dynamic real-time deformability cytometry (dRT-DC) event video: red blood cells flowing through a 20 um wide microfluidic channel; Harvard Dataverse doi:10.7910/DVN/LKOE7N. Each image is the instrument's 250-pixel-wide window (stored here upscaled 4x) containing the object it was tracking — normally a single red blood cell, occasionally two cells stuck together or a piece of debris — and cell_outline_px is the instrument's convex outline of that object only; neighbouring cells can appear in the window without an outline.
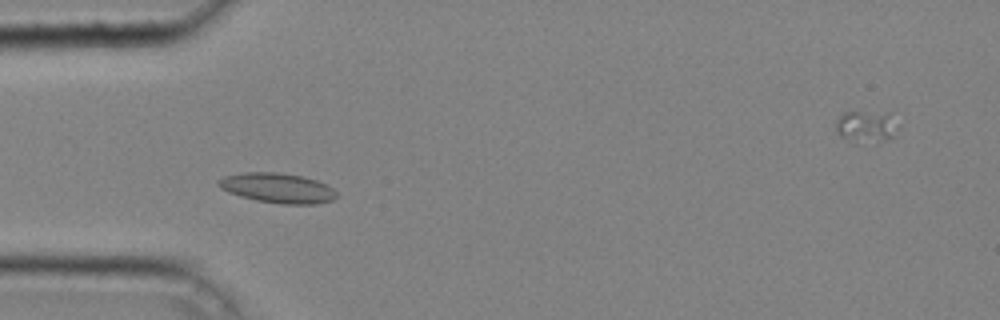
{"species": "common noctule bat (a hibernating species)", "species_latin": "Nyctalus noctula", "temperature_condition": "cold", "stored_images_in_passage": 42, "camera_frame_rate_fps": 3000, "um_per_image_px": 0.085, "animal": {"sex": "male", "body_mass_g": 20.4}, "frame": {"image": 1, "passage_image": 11, "time_ms": 3.333, "image_size_px": [1000, 320], "cell_outline_px": [[340, 196], [332, 200], [316, 204], [280, 204], [256, 200], [240, 196], [228, 192], [220, 188], [216, 184], [216, 180], [224, 176], [244, 172], [276, 172], [304, 176], [316, 180], [332, 188]], "centroid_in_image_um": [23.57, 15.98], "position_along_channel_um": 61.4, "area_um2": 20.75}}
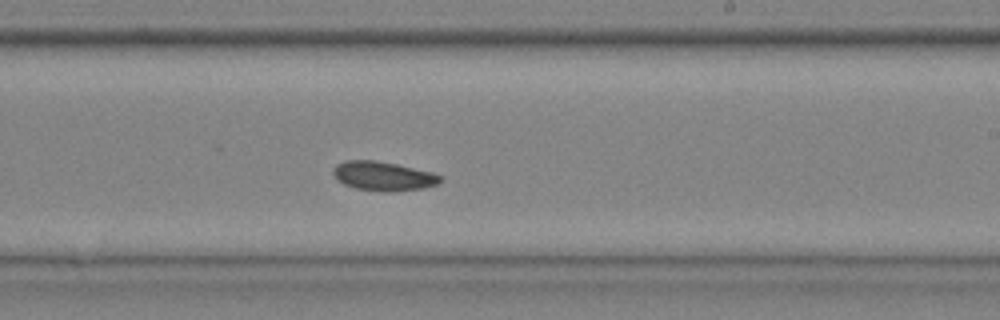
{"frame": {"image": 2, "passage_image": 25, "time_ms": 8.0, "image_size_px": [1000, 320], "cell_outline_px": [[444, 180], [436, 184], [424, 188], [392, 192], [356, 188], [344, 184], [336, 180], [332, 172], [332, 168], [336, 164], [344, 160], [376, 160], [396, 164], [432, 172], [444, 176]], "centroid_in_image_um": [32.58, 14.96], "position_along_channel_um": 256.4, "area_um2": 18.38}}
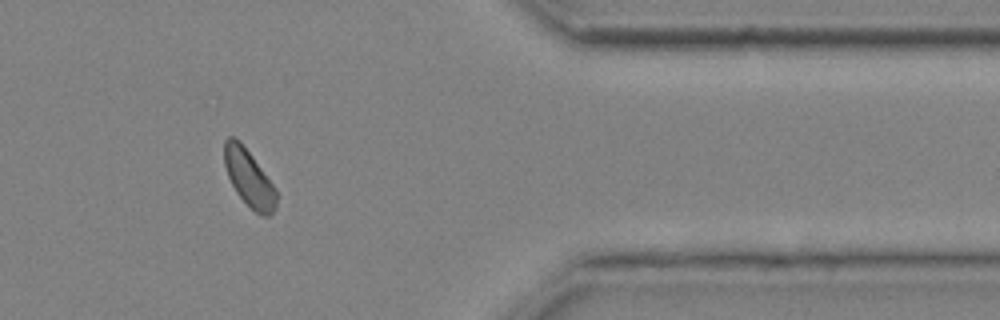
{"frame": {"image": 3, "passage_image": 36, "time_ms": 11.667, "image_size_px": [1000, 320], "cell_outline_px": [[276, 208], [268, 216], [264, 216], [256, 212], [236, 192], [228, 176], [224, 164], [224, 140], [228, 136], [232, 136], [240, 140], [276, 188]], "centroid_in_image_um": [21.15, 15.1], "position_along_channel_um": 390.3, "area_um2": 17.05}, "authors_computed_cell_mechanics": {"area_um2": 18.1781, "velocity_mm_per_s": 4.2294, "shape_relaxation_time_tau1_ms": null, "shape_relaxation_time_tau2_ms": 2.8385, "deformation_change_tau1": null, "deformation_change_tau2": 0.0595}}